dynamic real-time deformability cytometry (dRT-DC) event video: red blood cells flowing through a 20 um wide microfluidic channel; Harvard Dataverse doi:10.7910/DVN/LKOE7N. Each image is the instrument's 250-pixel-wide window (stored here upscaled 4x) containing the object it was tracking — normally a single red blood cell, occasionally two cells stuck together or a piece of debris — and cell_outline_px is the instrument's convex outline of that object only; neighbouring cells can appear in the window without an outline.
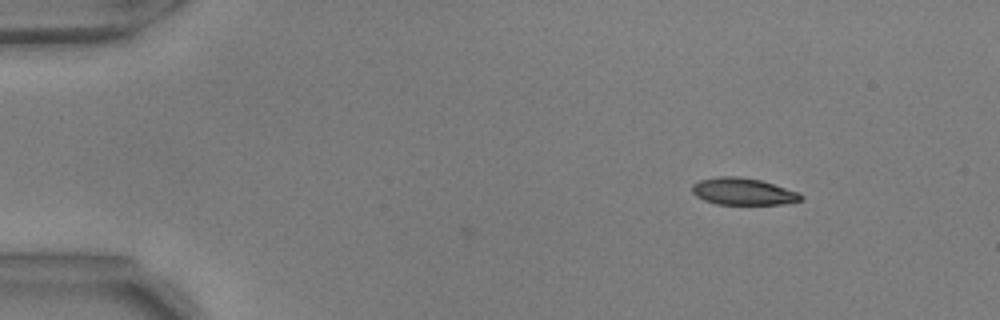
{"species": "common noctule bat (a hibernating species)", "species_latin": "Nyctalus noctula", "temperature_condition": "warm", "stored_images_in_passage": 2, "camera_frame_rate_fps": 3000, "um_per_image_px": 0.085, "animal": {"sex": "male", "body_mass_g": 17.9, "forearm_length_mm": 54.2}, "frame": {"image": 1, "passage_image": 2, "time_ms": 0.333, "image_size_px": [1000, 320], "cell_outline_px": [[804, 196], [800, 200], [780, 204], [716, 204], [704, 200], [696, 196], [692, 192], [692, 184], [700, 180], [716, 176], [740, 176], [760, 180], [796, 192]], "centroid_in_image_um": [63.09, 16.27], "position_along_channel_um": 21.9, "area_um2": 16.88}}